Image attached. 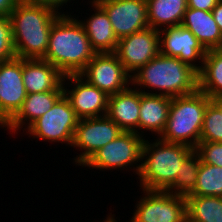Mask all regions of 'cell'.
Here are the masks:
<instances>
[{"label": "cell", "instance_id": "6da1fadb", "mask_svg": "<svg viewBox=\"0 0 222 222\" xmlns=\"http://www.w3.org/2000/svg\"><path fill=\"white\" fill-rule=\"evenodd\" d=\"M62 13L52 24L48 48L42 58L64 75L80 74L97 54L79 16ZM75 17V18H74Z\"/></svg>", "mask_w": 222, "mask_h": 222}, {"label": "cell", "instance_id": "7a4b0ae2", "mask_svg": "<svg viewBox=\"0 0 222 222\" xmlns=\"http://www.w3.org/2000/svg\"><path fill=\"white\" fill-rule=\"evenodd\" d=\"M61 14L53 7L20 0L9 15L16 57L42 59L52 24Z\"/></svg>", "mask_w": 222, "mask_h": 222}, {"label": "cell", "instance_id": "3957f363", "mask_svg": "<svg viewBox=\"0 0 222 222\" xmlns=\"http://www.w3.org/2000/svg\"><path fill=\"white\" fill-rule=\"evenodd\" d=\"M131 78L132 86L139 91L170 98L188 95L199 89L198 72L195 69L178 58L160 53Z\"/></svg>", "mask_w": 222, "mask_h": 222}, {"label": "cell", "instance_id": "277c9868", "mask_svg": "<svg viewBox=\"0 0 222 222\" xmlns=\"http://www.w3.org/2000/svg\"><path fill=\"white\" fill-rule=\"evenodd\" d=\"M155 138L151 141L146 139L143 143L141 168L137 177L139 190L165 191L174 182L183 161L195 150L185 144Z\"/></svg>", "mask_w": 222, "mask_h": 222}, {"label": "cell", "instance_id": "5b68a950", "mask_svg": "<svg viewBox=\"0 0 222 222\" xmlns=\"http://www.w3.org/2000/svg\"><path fill=\"white\" fill-rule=\"evenodd\" d=\"M211 98L199 89L171 98L169 116L160 139L195 149L200 142L204 114Z\"/></svg>", "mask_w": 222, "mask_h": 222}, {"label": "cell", "instance_id": "8992f818", "mask_svg": "<svg viewBox=\"0 0 222 222\" xmlns=\"http://www.w3.org/2000/svg\"><path fill=\"white\" fill-rule=\"evenodd\" d=\"M145 139L135 132L123 131L116 139L98 149L81 167L102 172L113 169L121 171L132 169L138 176Z\"/></svg>", "mask_w": 222, "mask_h": 222}, {"label": "cell", "instance_id": "52a82bcc", "mask_svg": "<svg viewBox=\"0 0 222 222\" xmlns=\"http://www.w3.org/2000/svg\"><path fill=\"white\" fill-rule=\"evenodd\" d=\"M79 118L63 94L41 117L36 119L24 132L28 137L49 143L70 146Z\"/></svg>", "mask_w": 222, "mask_h": 222}, {"label": "cell", "instance_id": "ba28073f", "mask_svg": "<svg viewBox=\"0 0 222 222\" xmlns=\"http://www.w3.org/2000/svg\"><path fill=\"white\" fill-rule=\"evenodd\" d=\"M128 222H187L186 198L162 190H141Z\"/></svg>", "mask_w": 222, "mask_h": 222}, {"label": "cell", "instance_id": "9c48e42d", "mask_svg": "<svg viewBox=\"0 0 222 222\" xmlns=\"http://www.w3.org/2000/svg\"><path fill=\"white\" fill-rule=\"evenodd\" d=\"M122 132L107 116L79 119L71 147L76 148L80 154L72 158V163L82 166L98 149L116 139Z\"/></svg>", "mask_w": 222, "mask_h": 222}, {"label": "cell", "instance_id": "30bf717a", "mask_svg": "<svg viewBox=\"0 0 222 222\" xmlns=\"http://www.w3.org/2000/svg\"><path fill=\"white\" fill-rule=\"evenodd\" d=\"M80 75L108 96L127 89L131 75L114 53H97Z\"/></svg>", "mask_w": 222, "mask_h": 222}, {"label": "cell", "instance_id": "8fae6325", "mask_svg": "<svg viewBox=\"0 0 222 222\" xmlns=\"http://www.w3.org/2000/svg\"><path fill=\"white\" fill-rule=\"evenodd\" d=\"M159 53V30L152 27L119 39L114 52L131 76Z\"/></svg>", "mask_w": 222, "mask_h": 222}, {"label": "cell", "instance_id": "7c38bea8", "mask_svg": "<svg viewBox=\"0 0 222 222\" xmlns=\"http://www.w3.org/2000/svg\"><path fill=\"white\" fill-rule=\"evenodd\" d=\"M63 94L79 119L106 116L109 96L80 74L65 75Z\"/></svg>", "mask_w": 222, "mask_h": 222}, {"label": "cell", "instance_id": "4fadbf2b", "mask_svg": "<svg viewBox=\"0 0 222 222\" xmlns=\"http://www.w3.org/2000/svg\"><path fill=\"white\" fill-rule=\"evenodd\" d=\"M159 46L160 54L178 58L198 73L201 71L207 50L195 35L182 25L159 30Z\"/></svg>", "mask_w": 222, "mask_h": 222}, {"label": "cell", "instance_id": "5bb4252c", "mask_svg": "<svg viewBox=\"0 0 222 222\" xmlns=\"http://www.w3.org/2000/svg\"><path fill=\"white\" fill-rule=\"evenodd\" d=\"M26 97L22 58L0 62V129L18 113Z\"/></svg>", "mask_w": 222, "mask_h": 222}, {"label": "cell", "instance_id": "9a60e30c", "mask_svg": "<svg viewBox=\"0 0 222 222\" xmlns=\"http://www.w3.org/2000/svg\"><path fill=\"white\" fill-rule=\"evenodd\" d=\"M107 13L118 40L148 28L147 0H95Z\"/></svg>", "mask_w": 222, "mask_h": 222}, {"label": "cell", "instance_id": "2e32d148", "mask_svg": "<svg viewBox=\"0 0 222 222\" xmlns=\"http://www.w3.org/2000/svg\"><path fill=\"white\" fill-rule=\"evenodd\" d=\"M65 75L43 59H22V79L27 94L63 90Z\"/></svg>", "mask_w": 222, "mask_h": 222}, {"label": "cell", "instance_id": "e0dca14e", "mask_svg": "<svg viewBox=\"0 0 222 222\" xmlns=\"http://www.w3.org/2000/svg\"><path fill=\"white\" fill-rule=\"evenodd\" d=\"M139 111L140 91L132 84L127 89L110 95L108 98L106 116L125 132L138 134Z\"/></svg>", "mask_w": 222, "mask_h": 222}, {"label": "cell", "instance_id": "ac0fdd59", "mask_svg": "<svg viewBox=\"0 0 222 222\" xmlns=\"http://www.w3.org/2000/svg\"><path fill=\"white\" fill-rule=\"evenodd\" d=\"M62 95L63 90L27 94L21 109L3 127L4 130H8V134H10L11 137L14 134L18 135L21 130L23 131L22 133H24V130H26L36 119L50 110Z\"/></svg>", "mask_w": 222, "mask_h": 222}, {"label": "cell", "instance_id": "d6986e66", "mask_svg": "<svg viewBox=\"0 0 222 222\" xmlns=\"http://www.w3.org/2000/svg\"><path fill=\"white\" fill-rule=\"evenodd\" d=\"M88 3L94 13L79 21L85 28L92 48L96 53H114L119 40L107 13L95 0H89Z\"/></svg>", "mask_w": 222, "mask_h": 222}, {"label": "cell", "instance_id": "ffe728a7", "mask_svg": "<svg viewBox=\"0 0 222 222\" xmlns=\"http://www.w3.org/2000/svg\"><path fill=\"white\" fill-rule=\"evenodd\" d=\"M170 103V97L148 94L140 91L138 134L146 137L145 133L150 131L152 134L159 137L164 131L167 123Z\"/></svg>", "mask_w": 222, "mask_h": 222}, {"label": "cell", "instance_id": "44dd1931", "mask_svg": "<svg viewBox=\"0 0 222 222\" xmlns=\"http://www.w3.org/2000/svg\"><path fill=\"white\" fill-rule=\"evenodd\" d=\"M206 50L222 49V33L211 11L187 8L183 22Z\"/></svg>", "mask_w": 222, "mask_h": 222}, {"label": "cell", "instance_id": "7402d4cb", "mask_svg": "<svg viewBox=\"0 0 222 222\" xmlns=\"http://www.w3.org/2000/svg\"><path fill=\"white\" fill-rule=\"evenodd\" d=\"M187 0H147L148 25L156 30L182 24Z\"/></svg>", "mask_w": 222, "mask_h": 222}, {"label": "cell", "instance_id": "603a6c76", "mask_svg": "<svg viewBox=\"0 0 222 222\" xmlns=\"http://www.w3.org/2000/svg\"><path fill=\"white\" fill-rule=\"evenodd\" d=\"M198 78L200 91L211 99L222 97V49L207 50Z\"/></svg>", "mask_w": 222, "mask_h": 222}, {"label": "cell", "instance_id": "cb8c5ba5", "mask_svg": "<svg viewBox=\"0 0 222 222\" xmlns=\"http://www.w3.org/2000/svg\"><path fill=\"white\" fill-rule=\"evenodd\" d=\"M187 222H222V198L186 196Z\"/></svg>", "mask_w": 222, "mask_h": 222}, {"label": "cell", "instance_id": "d4e9b609", "mask_svg": "<svg viewBox=\"0 0 222 222\" xmlns=\"http://www.w3.org/2000/svg\"><path fill=\"white\" fill-rule=\"evenodd\" d=\"M200 162V155L194 150L183 161L177 177L165 191L184 197L190 195L195 189Z\"/></svg>", "mask_w": 222, "mask_h": 222}, {"label": "cell", "instance_id": "484cf974", "mask_svg": "<svg viewBox=\"0 0 222 222\" xmlns=\"http://www.w3.org/2000/svg\"><path fill=\"white\" fill-rule=\"evenodd\" d=\"M188 196L222 198V167L200 162L194 191Z\"/></svg>", "mask_w": 222, "mask_h": 222}, {"label": "cell", "instance_id": "4316f807", "mask_svg": "<svg viewBox=\"0 0 222 222\" xmlns=\"http://www.w3.org/2000/svg\"><path fill=\"white\" fill-rule=\"evenodd\" d=\"M200 141L222 142V113L212 102L204 114Z\"/></svg>", "mask_w": 222, "mask_h": 222}, {"label": "cell", "instance_id": "83f0119b", "mask_svg": "<svg viewBox=\"0 0 222 222\" xmlns=\"http://www.w3.org/2000/svg\"><path fill=\"white\" fill-rule=\"evenodd\" d=\"M16 58L9 17L0 16V62Z\"/></svg>", "mask_w": 222, "mask_h": 222}, {"label": "cell", "instance_id": "f1b7e54d", "mask_svg": "<svg viewBox=\"0 0 222 222\" xmlns=\"http://www.w3.org/2000/svg\"><path fill=\"white\" fill-rule=\"evenodd\" d=\"M195 151L203 163L222 167V142L200 141Z\"/></svg>", "mask_w": 222, "mask_h": 222}, {"label": "cell", "instance_id": "f546056e", "mask_svg": "<svg viewBox=\"0 0 222 222\" xmlns=\"http://www.w3.org/2000/svg\"><path fill=\"white\" fill-rule=\"evenodd\" d=\"M24 1L33 3V4L50 6V7H53L55 10L59 11L60 13H70V11L64 12L63 9L65 8L66 5H67L66 6V9H67L69 7L68 4L71 3V1L75 2V0H24Z\"/></svg>", "mask_w": 222, "mask_h": 222}, {"label": "cell", "instance_id": "4dcf8cb0", "mask_svg": "<svg viewBox=\"0 0 222 222\" xmlns=\"http://www.w3.org/2000/svg\"><path fill=\"white\" fill-rule=\"evenodd\" d=\"M220 0H187L188 8L212 11Z\"/></svg>", "mask_w": 222, "mask_h": 222}, {"label": "cell", "instance_id": "1f68e13d", "mask_svg": "<svg viewBox=\"0 0 222 222\" xmlns=\"http://www.w3.org/2000/svg\"><path fill=\"white\" fill-rule=\"evenodd\" d=\"M20 0H0V16L9 17Z\"/></svg>", "mask_w": 222, "mask_h": 222}, {"label": "cell", "instance_id": "d6a6232c", "mask_svg": "<svg viewBox=\"0 0 222 222\" xmlns=\"http://www.w3.org/2000/svg\"><path fill=\"white\" fill-rule=\"evenodd\" d=\"M215 22L217 23L220 32L222 33V0H220L217 5L211 11Z\"/></svg>", "mask_w": 222, "mask_h": 222}, {"label": "cell", "instance_id": "836d02e7", "mask_svg": "<svg viewBox=\"0 0 222 222\" xmlns=\"http://www.w3.org/2000/svg\"><path fill=\"white\" fill-rule=\"evenodd\" d=\"M211 102L220 110L222 113V97H215L211 99Z\"/></svg>", "mask_w": 222, "mask_h": 222}, {"label": "cell", "instance_id": "e575fe53", "mask_svg": "<svg viewBox=\"0 0 222 222\" xmlns=\"http://www.w3.org/2000/svg\"><path fill=\"white\" fill-rule=\"evenodd\" d=\"M112 221H113L112 213H109L107 215L106 219H104L102 222H112ZM99 222H101V221H99Z\"/></svg>", "mask_w": 222, "mask_h": 222}, {"label": "cell", "instance_id": "d590c367", "mask_svg": "<svg viewBox=\"0 0 222 222\" xmlns=\"http://www.w3.org/2000/svg\"><path fill=\"white\" fill-rule=\"evenodd\" d=\"M115 216H116V214L114 215H112V217H113V221L112 222H118L116 219H117V217L115 218Z\"/></svg>", "mask_w": 222, "mask_h": 222}]
</instances>
